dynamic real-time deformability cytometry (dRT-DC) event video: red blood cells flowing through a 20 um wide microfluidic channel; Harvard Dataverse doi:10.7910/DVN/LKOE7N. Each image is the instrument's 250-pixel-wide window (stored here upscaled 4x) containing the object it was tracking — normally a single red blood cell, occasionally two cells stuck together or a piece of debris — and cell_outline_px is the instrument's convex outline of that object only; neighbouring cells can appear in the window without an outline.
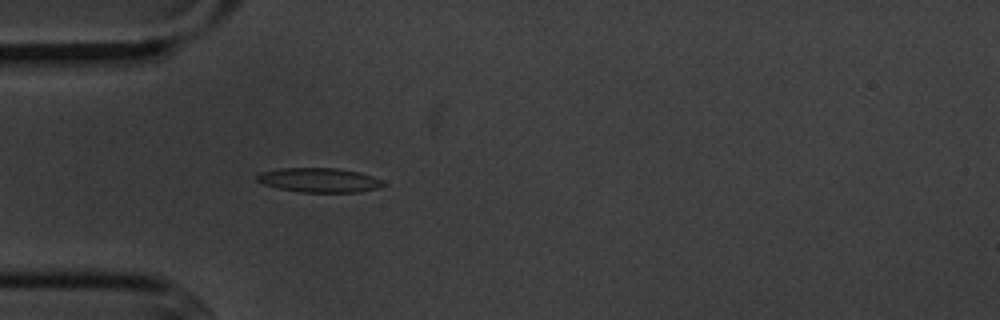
{"species": "common noctule bat (a hibernating species)", "species_latin": "Nyctalus noctula", "temperature_condition": "cold", "stored_images_in_passage": 54, "camera_frame_rate_fps": 3000, "um_per_image_px": 0.085, "animal": {"sex": "male", "body_mass_g": 20.1, "forearm_length_mm": 53.5}, "frame": {"image": 1, "passage_image": 15, "time_ms": 4.667, "image_size_px": [1000, 320], "cell_outline_px": [[384, 184], [376, 188], [360, 192], [300, 192], [280, 188], [264, 184], [256, 180], [256, 176], [260, 172], [280, 168], [336, 168], [360, 172], [384, 180]], "centroid_in_image_um": [27.13, 15.3], "position_along_channel_um": 57.9, "area_um2": 17.86}}
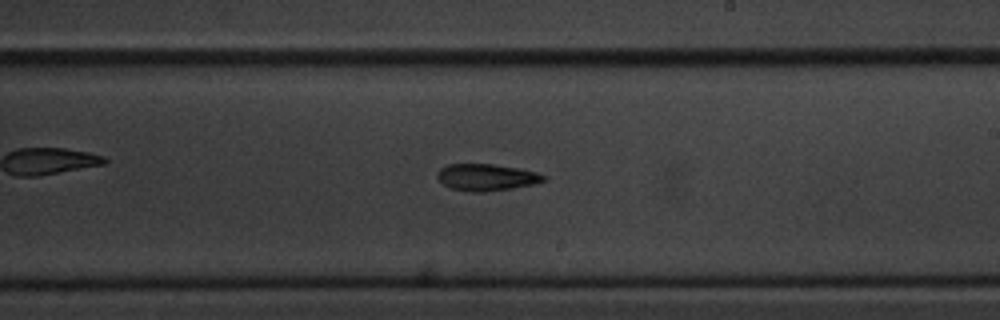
{"frame": {"image": 2, "passage_image": 31, "time_ms": 10.0, "image_size_px": [1000, 320], "cell_outline_px": [[548, 176], [544, 180], [532, 184], [512, 188], [484, 192], [472, 192], [452, 188], [444, 184], [436, 176], [436, 172], [440, 168], [448, 164], [492, 164], [520, 168], [536, 172]], "centroid_in_image_um": [41.34, 15.06], "position_along_channel_um": 247.7, "area_um2": 16.53}}
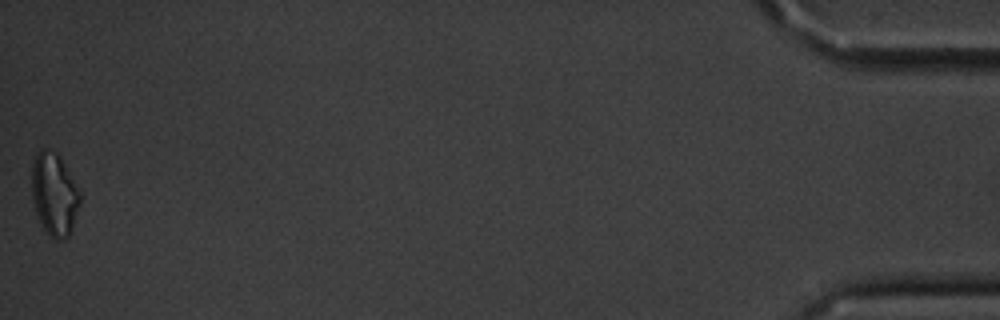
{"frame": {"image": 3, "passage_image": 54, "time_ms": 17.667, "image_size_px": [1000, 320], "cell_outline_px": [[80, 204], [72, 232], [64, 240], [56, 240], [44, 228], [36, 212], [32, 200], [32, 164], [36, 152], [40, 148], [44, 148], [56, 152], [80, 192]], "centroid_in_image_um": [4.61, 16.52], "position_along_channel_um": 430.6, "area_um2": 23.06}, "authors_computed_cell_mechanics": {"area_um2": 17.0799, "velocity_mm_per_s": 3.6194, "shape_relaxation_time_tau1_ms": 8.0658, "shape_relaxation_time_tau2_ms": null, "deformation_change_tau1": 0.1803, "deformation_change_tau2": null}}